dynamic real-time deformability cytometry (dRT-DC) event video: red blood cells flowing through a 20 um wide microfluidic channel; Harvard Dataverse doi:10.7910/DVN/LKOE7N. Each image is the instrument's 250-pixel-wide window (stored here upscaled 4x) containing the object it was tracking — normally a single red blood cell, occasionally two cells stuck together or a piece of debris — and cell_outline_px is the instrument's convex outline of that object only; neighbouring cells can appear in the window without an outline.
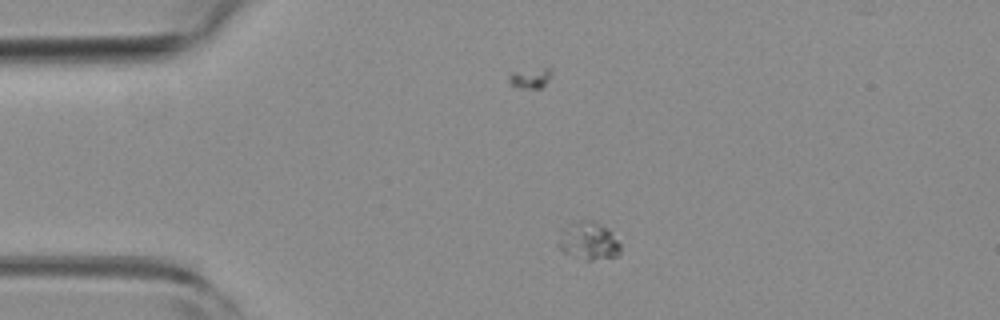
{"species": "common noctule bat (a hibernating species)", "species_latin": "Nyctalus noctula", "temperature_condition": "room temperature", "stored_images_in_passage": 4, "camera_frame_rate_fps": 3000, "um_per_image_px": 0.085, "animal": {"sex": "female", "body_mass_g": 19.3, "forearm_length_mm": 54.1}, "frame": {"image": 1, "passage_image": 2, "time_ms": 0.333, "image_size_px": [1000, 320], "cell_outline_px": [[620, 252], [616, 256], [592, 260], [584, 260], [564, 252], [556, 244], [560, 228], [580, 220], [596, 220], [608, 228], [612, 232], [620, 244]], "centroid_in_image_um": [49.99, 20.45], "position_along_channel_um": 35.0, "area_um2": 13.99}}